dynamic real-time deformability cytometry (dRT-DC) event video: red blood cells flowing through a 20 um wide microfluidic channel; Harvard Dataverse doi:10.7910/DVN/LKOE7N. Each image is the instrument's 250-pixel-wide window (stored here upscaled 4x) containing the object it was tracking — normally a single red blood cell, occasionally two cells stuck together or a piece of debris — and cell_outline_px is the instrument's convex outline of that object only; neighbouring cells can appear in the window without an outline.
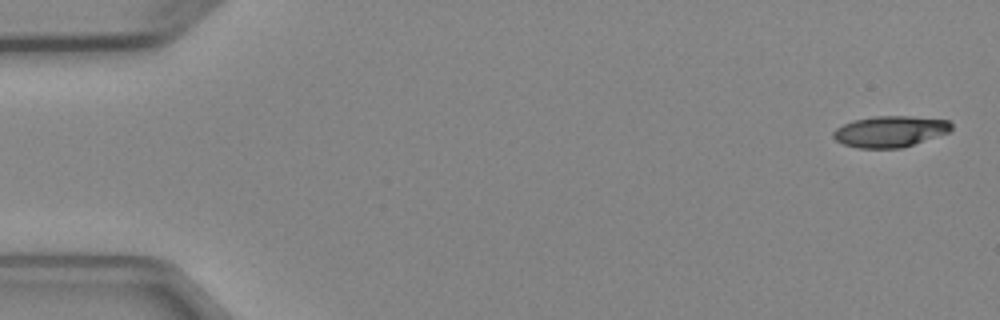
{"species": "Egyptian fruit bat (a non-hibernating species)", "species_latin": "Rousettus aegyptiacus", "temperature_condition": "cold", "stored_images_in_passage": 7, "camera_frame_rate_fps": 3000, "um_per_image_px": 0.085, "animal": {"sex": "female"}, "frame": {"image": 1, "passage_image": 1, "time_ms": 0.0, "image_size_px": [1000, 320], "cell_outline_px": [[952, 128], [948, 132], [900, 148], [856, 148], [844, 144], [836, 140], [832, 136], [832, 132], [836, 128], [844, 124], [856, 120], [872, 116], [912, 116], [948, 120], [952, 124]], "centroid_in_image_um": [75.63, 11.17], "position_along_channel_um": 9.4, "area_um2": 21.21}}
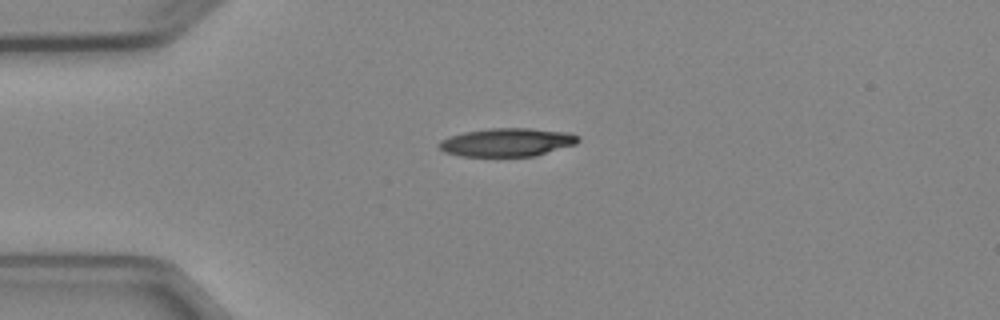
{"frame": {"image": 2, "passage_image": 4, "time_ms": 3.667, "image_size_px": [1000, 320], "cell_outline_px": [[580, 140], [576, 144], [536, 156], [460, 156], [444, 152], [436, 144], [440, 140], [448, 136], [464, 132], [488, 128], [532, 128], [568, 132], [580, 136]], "centroid_in_image_um": [43.1, 12.09], "position_along_channel_um": 41.9, "area_um2": 23.24}}